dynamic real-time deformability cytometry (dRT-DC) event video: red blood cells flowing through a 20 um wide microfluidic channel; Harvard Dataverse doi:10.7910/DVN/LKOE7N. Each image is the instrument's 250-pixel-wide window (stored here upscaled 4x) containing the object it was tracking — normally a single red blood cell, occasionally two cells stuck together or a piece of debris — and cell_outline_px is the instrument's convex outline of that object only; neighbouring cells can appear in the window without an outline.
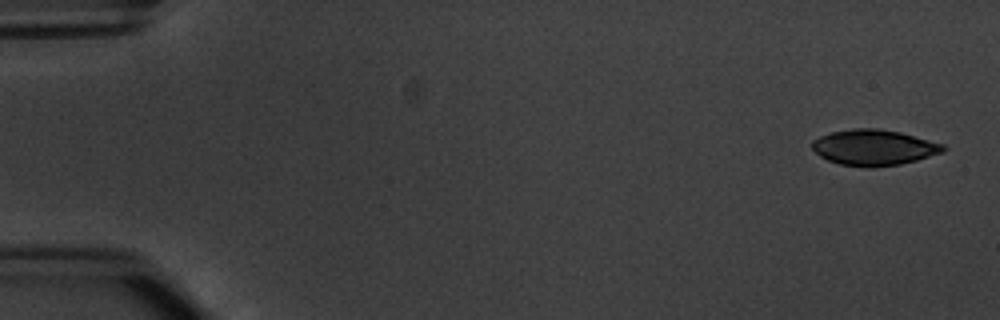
{"species": "common noctule bat (a hibernating species)", "species_latin": "Nyctalus noctula", "temperature_condition": "warm", "stored_images_in_passage": 6, "camera_frame_rate_fps": 3000, "um_per_image_px": 0.085, "animal": {"sex": "male", "body_mass_g": 20.1, "forearm_length_mm": 53.5}, "frame": {"image": 1, "passage_image": 1, "time_ms": 0.0, "image_size_px": [1000, 320], "cell_outline_px": [[948, 148], [944, 152], [916, 160], [900, 164], [868, 168], [864, 168], [840, 164], [828, 160], [820, 156], [812, 148], [812, 140], [820, 136], [832, 132], [852, 128], [880, 128], [900, 132], [944, 144]], "centroid_in_image_um": [74.29, 12.53], "position_along_channel_um": 10.7, "area_um2": 27.46}}
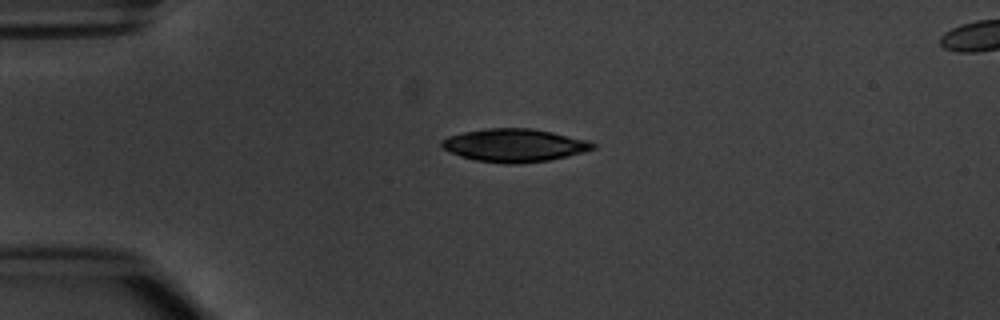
{"frame": {"image": 2, "passage_image": 4, "time_ms": 3.667, "image_size_px": [1000, 320], "cell_outline_px": [[596, 148], [568, 156], [548, 160], [520, 164], [512, 164], [476, 160], [460, 156], [444, 148], [440, 144], [440, 140], [448, 136], [464, 132], [484, 128], [532, 128], [552, 132], [588, 140], [596, 144]], "centroid_in_image_um": [43.73, 12.34], "position_along_channel_um": 41.3, "area_um2": 29.02}}